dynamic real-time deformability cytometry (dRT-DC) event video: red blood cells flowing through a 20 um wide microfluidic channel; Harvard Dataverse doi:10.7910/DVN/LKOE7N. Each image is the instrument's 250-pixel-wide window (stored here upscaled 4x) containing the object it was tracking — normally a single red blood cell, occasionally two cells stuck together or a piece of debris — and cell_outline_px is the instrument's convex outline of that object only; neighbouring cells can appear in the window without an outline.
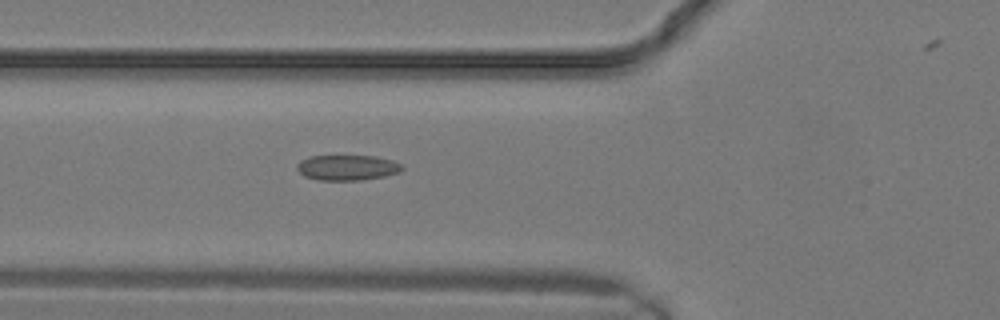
{"species": "common noctule bat (a hibernating species)", "species_latin": "Nyctalus noctula", "temperature_condition": "warm", "stored_images_in_passage": 11, "camera_frame_rate_fps": 3000, "um_per_image_px": 0.085, "animal": {"sex": "male", "body_mass_g": 19.2, "forearm_length_mm": 51.8}, "frame": {"image": 1, "passage_image": 10, "time_ms": 3.0, "image_size_px": [1000, 320], "cell_outline_px": [[404, 168], [400, 172], [384, 176], [360, 180], [320, 180], [304, 176], [296, 168], [296, 164], [300, 160], [308, 156], [376, 156], [392, 160], [400, 164]], "centroid_in_image_um": [29.5, 14.24], "position_along_channel_um": 96.3, "area_um2": 15.55}}